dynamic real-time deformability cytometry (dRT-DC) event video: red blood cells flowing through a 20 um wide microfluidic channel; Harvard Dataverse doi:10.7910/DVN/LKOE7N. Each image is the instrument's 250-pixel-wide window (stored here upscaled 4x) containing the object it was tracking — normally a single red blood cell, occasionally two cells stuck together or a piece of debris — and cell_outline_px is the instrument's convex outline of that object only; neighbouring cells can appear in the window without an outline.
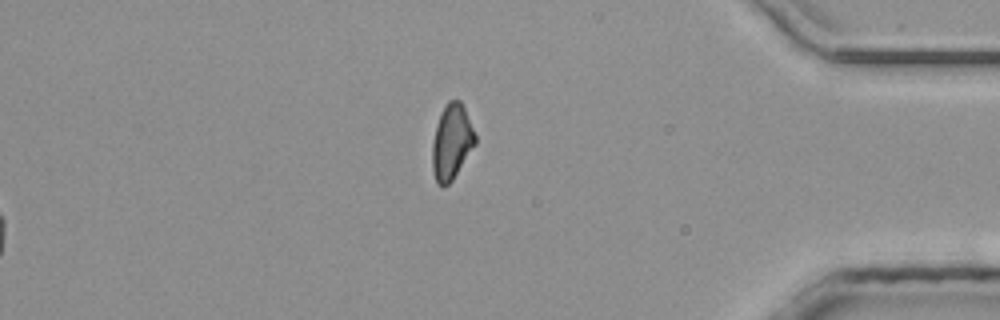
{"species": "common noctule bat (a hibernating species)", "species_latin": "Nyctalus noctula", "temperature_condition": "room temperature", "stored_images_in_passage": 42, "segment_of_instrument_passage": [2, 2], "camera_frame_rate_fps": 3000, "um_per_image_px": 0.085, "animal": {"sex": "male", "body_mass_g": 20.4}, "frame": {"image": 1, "passage_image": 42, "time_ms": 13.667, "image_size_px": [1000, 320], "cell_outline_px": [[476, 144], [452, 180], [448, 184], [436, 184], [432, 168], [432, 144], [436, 124], [440, 112], [444, 104], [448, 100], [460, 100], [464, 108], [476, 136]], "centroid_in_image_um": [38.37, 12.04], "position_along_channel_um": 396.8, "area_um2": 18.79}}